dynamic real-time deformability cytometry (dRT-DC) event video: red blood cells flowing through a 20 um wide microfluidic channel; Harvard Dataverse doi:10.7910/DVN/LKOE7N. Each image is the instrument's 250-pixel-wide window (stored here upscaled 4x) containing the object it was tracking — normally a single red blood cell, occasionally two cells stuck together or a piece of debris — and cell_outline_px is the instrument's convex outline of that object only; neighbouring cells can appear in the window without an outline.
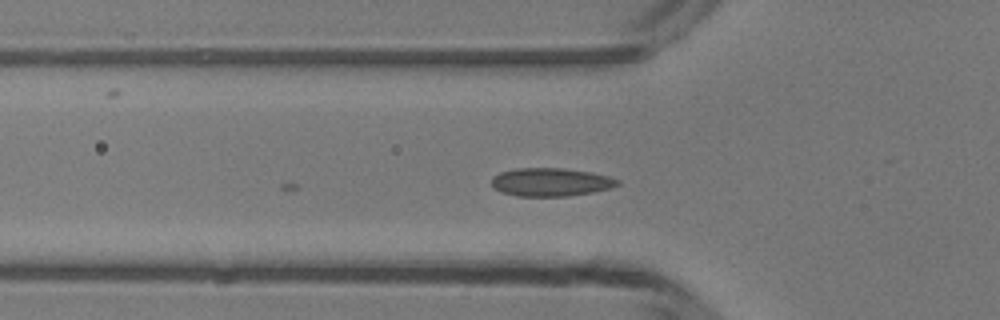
{"species": "common noctule bat (a hibernating species)", "species_latin": "Nyctalus noctula", "temperature_condition": "room temperature", "stored_images_in_passage": 3, "camera_frame_rate_fps": 3000, "um_per_image_px": 0.085, "animal": {"sex": "male", "body_mass_g": 13.3}, "frame": {"image": 1, "passage_image": 3, "time_ms": 0.667, "image_size_px": [1000, 320], "cell_outline_px": [[620, 184], [612, 188], [592, 192], [568, 196], [516, 196], [500, 192], [492, 188], [492, 176], [500, 172], [516, 168], [564, 168], [592, 172], [608, 176], [620, 180]], "centroid_in_image_um": [46.8, 15.48], "position_along_channel_um": 79.0, "area_um2": 20.98}}